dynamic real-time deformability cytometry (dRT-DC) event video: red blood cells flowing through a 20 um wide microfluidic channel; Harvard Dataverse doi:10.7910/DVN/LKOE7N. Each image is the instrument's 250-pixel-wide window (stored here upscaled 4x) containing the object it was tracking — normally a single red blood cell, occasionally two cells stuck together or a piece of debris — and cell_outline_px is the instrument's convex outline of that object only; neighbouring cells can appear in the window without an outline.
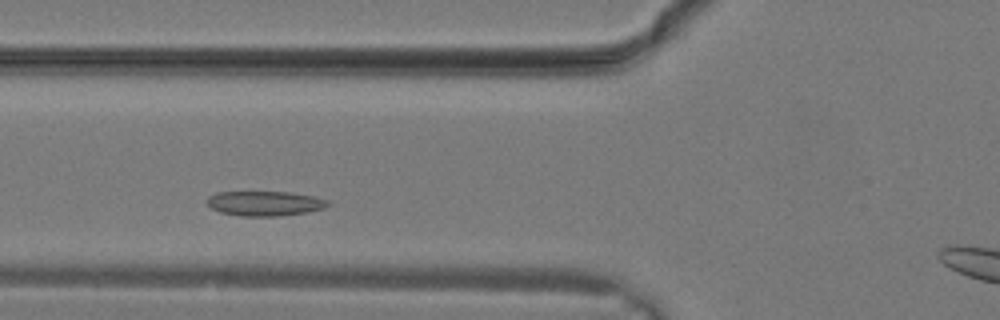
{"species": "common noctule bat (a hibernating species)", "species_latin": "Nyctalus noctula", "temperature_condition": "warm", "stored_images_in_passage": 16, "camera_frame_rate_fps": 3000, "um_per_image_px": 0.085, "animal": {"sex": "male", "body_mass_g": 19.2, "forearm_length_mm": 51.8}, "frame": {"image": 1, "passage_image": 5, "time_ms": 1.333, "image_size_px": [1000, 320], "cell_outline_px": [[332, 204], [324, 208], [308, 212], [280, 216], [240, 216], [220, 212], [212, 208], [208, 204], [208, 196], [216, 192], [288, 192], [312, 196], [328, 200]], "centroid_in_image_um": [22.53, 17.29], "position_along_channel_um": 103.3, "area_um2": 17.46}}
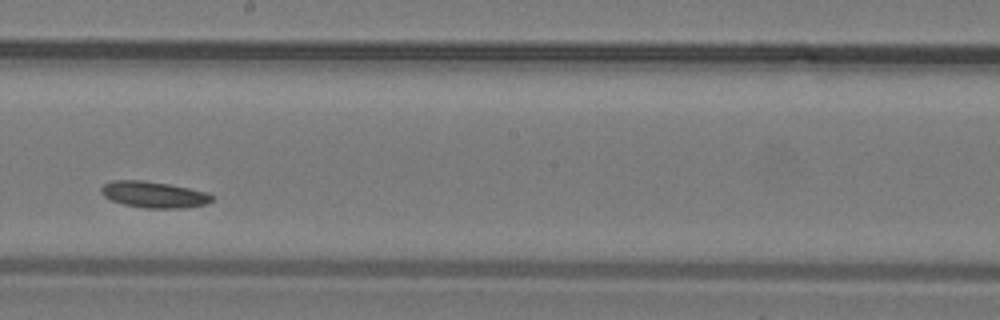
{"frame": {"image": 2, "passage_image": 11, "time_ms": 3.333, "image_size_px": [1000, 320], "cell_outline_px": [[212, 200], [204, 204], [184, 208], [144, 208], [124, 204], [112, 200], [104, 196], [100, 192], [100, 188], [104, 184], [112, 180], [144, 180], [168, 184], [188, 188], [204, 192], [212, 196]], "centroid_in_image_um": [13.01, 16.53], "position_along_channel_um": 235.2, "area_um2": 16.76}}
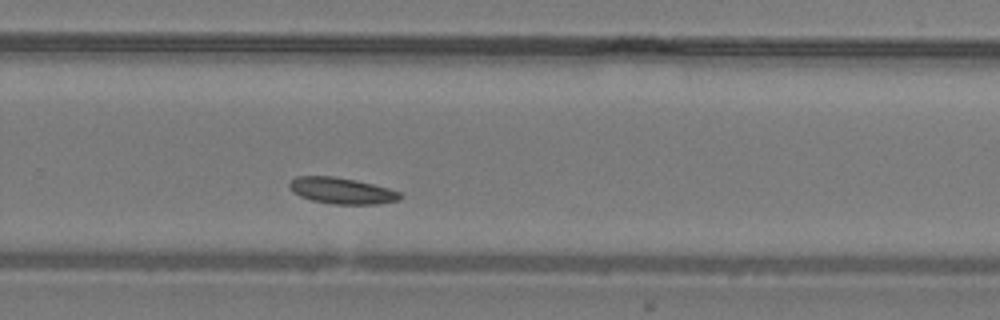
{"frame": {"image": 3, "passage_image": 14, "time_ms": 4.333, "image_size_px": [1000, 320], "cell_outline_px": [[404, 196], [400, 200], [376, 204], [332, 204], [312, 200], [300, 196], [292, 192], [288, 184], [296, 176], [332, 176], [356, 180], [388, 188], [400, 192]], "centroid_in_image_um": [29.06, 16.21], "position_along_channel_um": 300.7, "area_um2": 16.94}}